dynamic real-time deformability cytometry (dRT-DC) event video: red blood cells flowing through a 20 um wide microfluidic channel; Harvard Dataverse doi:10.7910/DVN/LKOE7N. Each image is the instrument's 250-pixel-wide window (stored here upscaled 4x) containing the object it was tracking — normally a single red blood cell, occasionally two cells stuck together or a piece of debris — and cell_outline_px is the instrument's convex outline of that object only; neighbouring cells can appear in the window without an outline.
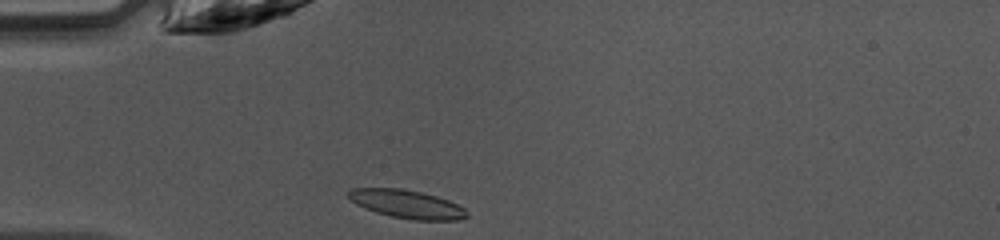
{"species": "common noctule bat (a hibernating species)", "species_latin": "Nyctalus noctula", "temperature_condition": "warm", "stored_images_in_passage": 35, "camera_frame_rate_fps": 3000, "um_per_image_px": 0.085, "animal": {"sex": "female", "body_mass_g": 10.0, "forearm_length_mm": 53.1}, "frame": {"image": 1, "passage_image": 1, "time_ms": 0.0, "image_size_px": [1000, 240], "cell_outline_px": [[468, 216], [460, 220], [412, 220], [392, 216], [376, 212], [356, 204], [344, 192], [352, 188], [400, 188], [420, 192], [436, 196], [448, 200], [464, 208]], "centroid_in_image_um": [34.56, 17.34], "position_along_channel_um": 50.4, "area_um2": 19.42}}
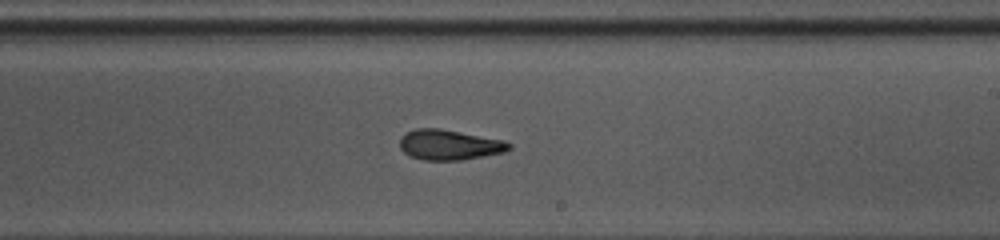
{"frame": {"image": 2, "passage_image": 16, "time_ms": 5.0, "image_size_px": [1000, 240], "cell_outline_px": [[512, 148], [504, 152], [484, 156], [460, 160], [424, 160], [412, 156], [404, 152], [400, 148], [400, 136], [404, 132], [416, 128], [440, 128], [504, 140], [512, 144]], "centroid_in_image_um": [38.19, 12.3], "position_along_channel_um": 250.8, "area_um2": 19.36}}
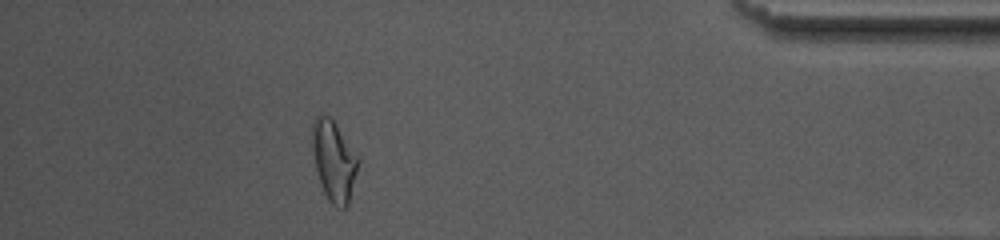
{"frame": {"image": 3, "passage_image": 30, "time_ms": 9.667, "image_size_px": [1000, 240], "cell_outline_px": [[360, 160], [348, 204], [344, 208], [336, 208], [328, 200], [324, 192], [316, 168], [312, 148], [312, 124], [316, 116], [320, 112], [328, 116], [336, 124]], "centroid_in_image_um": [28.37, 13.66], "position_along_channel_um": 406.8, "area_um2": 21.27}, "authors_computed_cell_mechanics": {"area_um2": 19.5942, "velocity_mm_per_s": 4.2309, "shape_relaxation_time_tau1_ms": 4.5468, "shape_relaxation_time_tau2_ms": 2.5511, "deformation_change_tau1": 0.1809, "deformation_change_tau2": 0.1084}}